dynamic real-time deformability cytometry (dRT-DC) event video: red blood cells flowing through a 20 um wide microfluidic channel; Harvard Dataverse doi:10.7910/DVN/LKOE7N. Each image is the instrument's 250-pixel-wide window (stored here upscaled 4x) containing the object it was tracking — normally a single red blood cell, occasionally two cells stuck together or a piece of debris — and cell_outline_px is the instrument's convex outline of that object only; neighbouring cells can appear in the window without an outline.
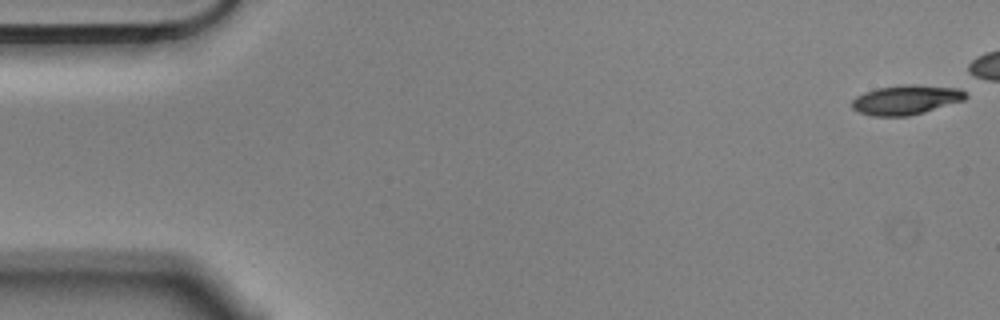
{"species": "Egyptian fruit bat (a non-hibernating species)", "species_latin": "Rousettus aegyptiacus", "temperature_condition": "cold", "stored_images_in_passage": 6, "camera_frame_rate_fps": 3000, "um_per_image_px": 0.085, "animal": {"sex": "male"}, "frame": {"image": 1, "passage_image": 1, "time_ms": 0.0, "image_size_px": [1000, 320], "cell_outline_px": [[968, 96], [964, 100], [924, 112], [908, 116], [872, 116], [860, 112], [852, 108], [852, 100], [856, 96], [864, 92], [876, 88], [904, 84], [916, 84], [960, 88]], "centroid_in_image_um": [77.01, 8.47], "position_along_channel_um": 8.0, "area_um2": 19.65}}
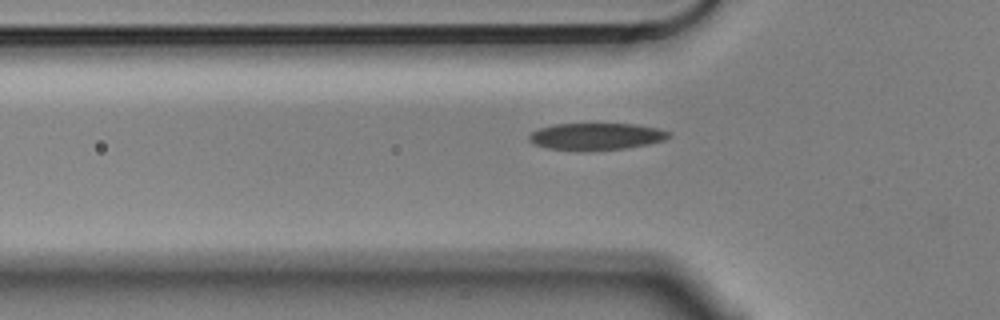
{"frame": {"image": 2, "passage_image": 6, "time_ms": 1.667, "image_size_px": [1000, 320], "cell_outline_px": [[672, 136], [664, 140], [648, 144], [628, 148], [548, 148], [536, 144], [528, 140], [528, 136], [532, 132], [540, 128], [556, 124], [636, 124], [656, 128], [672, 132]], "centroid_in_image_um": [50.75, 11.55], "position_along_channel_um": 75.0, "area_um2": 21.04}}